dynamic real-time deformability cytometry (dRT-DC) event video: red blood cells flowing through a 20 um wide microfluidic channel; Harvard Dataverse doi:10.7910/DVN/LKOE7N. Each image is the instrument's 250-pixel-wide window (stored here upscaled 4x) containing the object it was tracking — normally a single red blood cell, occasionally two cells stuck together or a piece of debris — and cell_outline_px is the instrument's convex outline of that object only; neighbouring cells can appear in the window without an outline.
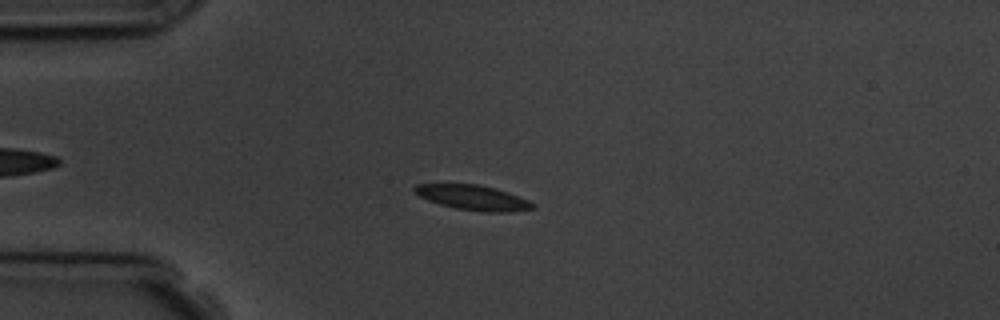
{"species": "common noctule bat (a hibernating species)", "species_latin": "Nyctalus noctula", "temperature_condition": "room temperature", "stored_images_in_passage": 7, "camera_frame_rate_fps": 3000, "um_per_image_px": 0.085, "animal": {"sex": "male", "body_mass_g": 19.5, "forearm_length_mm": 54.6}, "frame": {"image": 1, "passage_image": 5, "time_ms": 4.667, "image_size_px": [1000, 320], "cell_outline_px": [[536, 208], [508, 212], [484, 212], [456, 208], [440, 204], [428, 200], [412, 192], [412, 188], [416, 184], [476, 184], [496, 188], [508, 192], [528, 200], [536, 204]], "centroid_in_image_um": [40.2, 16.79], "position_along_channel_um": 44.8, "area_um2": 17.22}}